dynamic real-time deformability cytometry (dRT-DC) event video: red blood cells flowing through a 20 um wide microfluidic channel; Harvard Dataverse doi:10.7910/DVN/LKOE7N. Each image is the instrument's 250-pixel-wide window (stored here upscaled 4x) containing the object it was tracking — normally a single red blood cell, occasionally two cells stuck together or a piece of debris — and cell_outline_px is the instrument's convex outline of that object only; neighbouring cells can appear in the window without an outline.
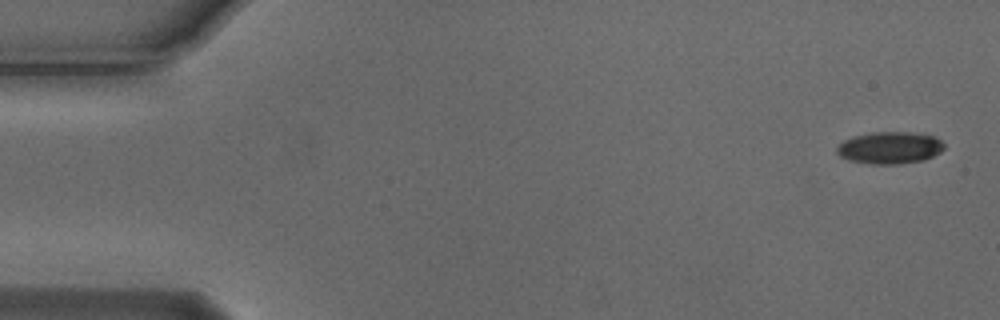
{"species": "Egyptian fruit bat (a non-hibernating species)", "species_latin": "Rousettus aegyptiacus", "temperature_condition": "cold", "stored_images_in_passage": 54, "camera_frame_rate_fps": 3000, "um_per_image_px": 0.085, "animal": {"sex": "male"}, "frame": {"image": 1, "passage_image": 1, "time_ms": 0.0, "image_size_px": [1000, 320], "cell_outline_px": [[944, 148], [940, 152], [924, 160], [896, 164], [872, 164], [848, 160], [840, 156], [836, 152], [836, 148], [844, 140], [852, 136], [872, 132], [912, 132], [932, 136], [940, 140], [944, 144]], "centroid_in_image_um": [75.6, 12.56], "position_along_channel_um": 9.4, "area_um2": 20.0}}
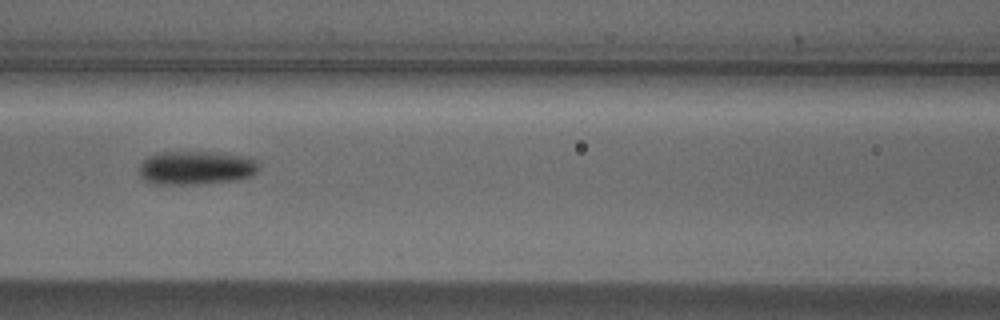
{"frame": {"image": 2, "passage_image": 23, "time_ms": 7.333, "image_size_px": [1000, 320], "cell_outline_px": [[260, 168], [252, 176], [236, 180], [200, 184], [152, 184], [144, 180], [140, 176], [136, 168], [148, 156], [160, 152], [216, 152], [252, 156], [260, 164]], "centroid_in_image_um": [16.68, 14.26], "position_along_channel_um": 149.9, "area_um2": 24.1}}
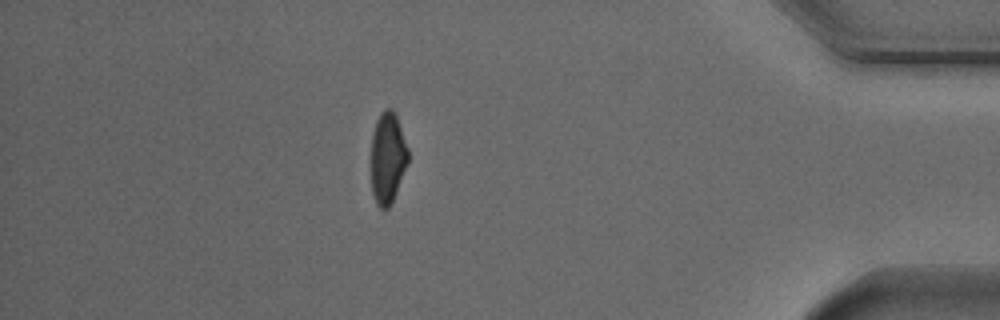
{"frame": {"image": 3, "passage_image": 47, "time_ms": 15.333, "image_size_px": [1000, 320], "cell_outline_px": [[408, 164], [396, 192], [388, 208], [380, 208], [376, 204], [372, 192], [372, 136], [376, 120], [380, 112], [384, 108], [392, 108], [396, 112], [408, 148]], "centroid_in_image_um": [32.96, 13.36], "position_along_channel_um": 402.2, "area_um2": 19.77}, "authors_computed_cell_mechanics": {"area_um2": 21.386, "velocity_mm_per_s": 3.7281, "shape_relaxation_time_tau1_ms": 2.691, "shape_relaxation_time_tau2_ms": 6.7476, "deformation_change_tau1": 0.1299, "deformation_change_tau2": 0.1145}}